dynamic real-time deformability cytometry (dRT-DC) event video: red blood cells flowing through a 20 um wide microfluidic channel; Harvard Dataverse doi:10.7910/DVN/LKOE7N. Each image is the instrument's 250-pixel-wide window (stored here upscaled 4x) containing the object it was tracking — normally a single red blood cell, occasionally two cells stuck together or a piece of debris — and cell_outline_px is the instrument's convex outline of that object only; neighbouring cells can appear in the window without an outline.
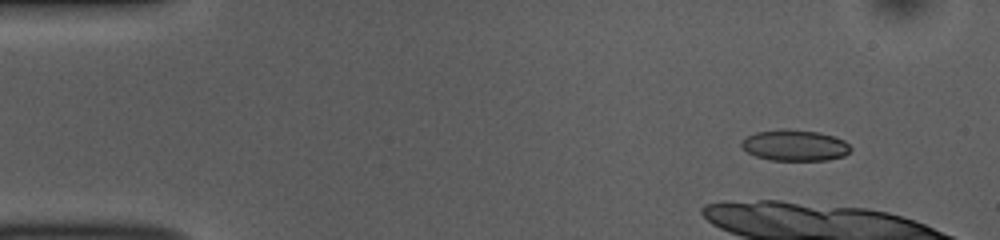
{"species": "common noctule bat (a hibernating species)", "species_latin": "Nyctalus noctula", "temperature_condition": "room temperature", "stored_images_in_passage": 11, "camera_frame_rate_fps": 3000, "um_per_image_px": 0.085, "animal": {"sex": "female", "body_mass_g": 10.0, "forearm_length_mm": 53.1}, "frame": {"image": 1, "passage_image": 5, "time_ms": 1.333, "image_size_px": [1000, 240], "cell_outline_px": [[852, 148], [844, 156], [828, 160], [772, 160], [756, 156], [748, 152], [740, 144], [740, 140], [756, 132], [784, 128], [788, 128], [820, 132], [844, 140]], "centroid_in_image_um": [67.56, 12.34], "position_along_channel_um": 17.4, "area_um2": 19.83}}